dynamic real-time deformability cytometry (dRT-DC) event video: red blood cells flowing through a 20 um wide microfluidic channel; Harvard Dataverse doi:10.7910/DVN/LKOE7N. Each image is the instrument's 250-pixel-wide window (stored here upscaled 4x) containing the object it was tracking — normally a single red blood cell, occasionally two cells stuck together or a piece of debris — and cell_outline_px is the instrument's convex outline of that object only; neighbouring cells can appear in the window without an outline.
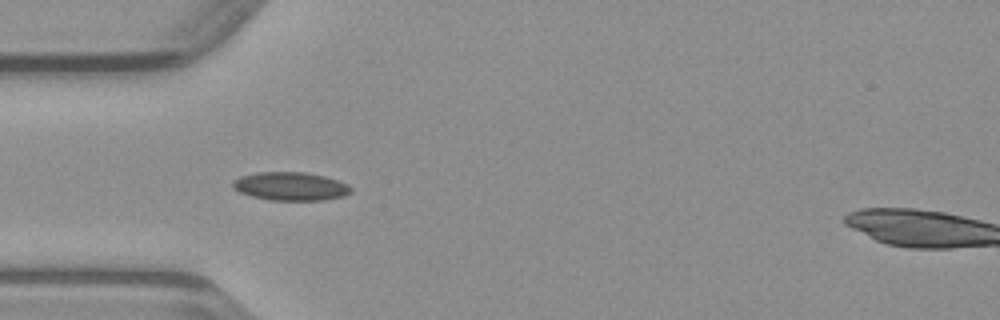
{"species": "common noctule bat (a hibernating species)", "species_latin": "Nyctalus noctula", "temperature_condition": "warm", "stored_images_in_passage": 34, "camera_frame_rate_fps": 3000, "um_per_image_px": 0.085, "animal": {"sex": "male", "body_mass_g": 23.1, "forearm_length_mm": 52.7}, "frame": {"image": 1, "passage_image": 1, "time_ms": 0.0, "image_size_px": [1000, 320], "cell_outline_px": [[352, 192], [344, 196], [324, 200], [268, 200], [252, 196], [240, 192], [232, 188], [232, 180], [240, 176], [256, 172], [304, 172], [324, 176], [348, 184], [352, 188]], "centroid_in_image_um": [24.68, 15.83], "position_along_channel_um": 60.3, "area_um2": 19.65}}
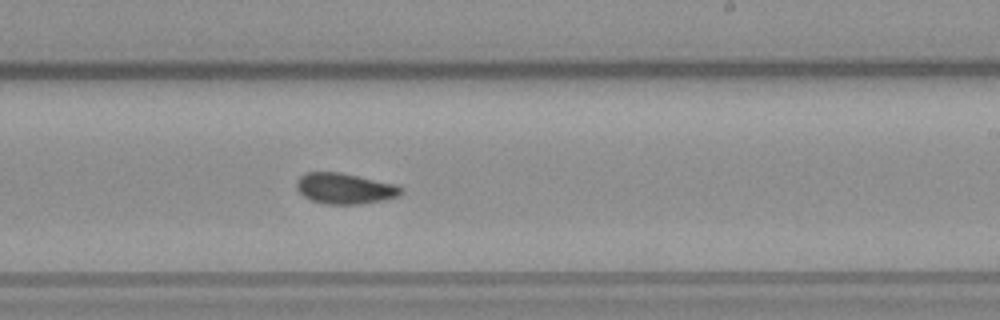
{"frame": {"image": 2, "passage_image": 15, "time_ms": 4.667, "image_size_px": [1000, 320], "cell_outline_px": [[404, 192], [400, 196], [388, 200], [360, 204], [324, 204], [312, 200], [304, 196], [296, 188], [296, 180], [300, 176], [308, 172], [340, 172], [396, 184]], "centroid_in_image_um": [29.33, 16.03], "position_along_channel_um": 259.7, "area_um2": 18.9}}
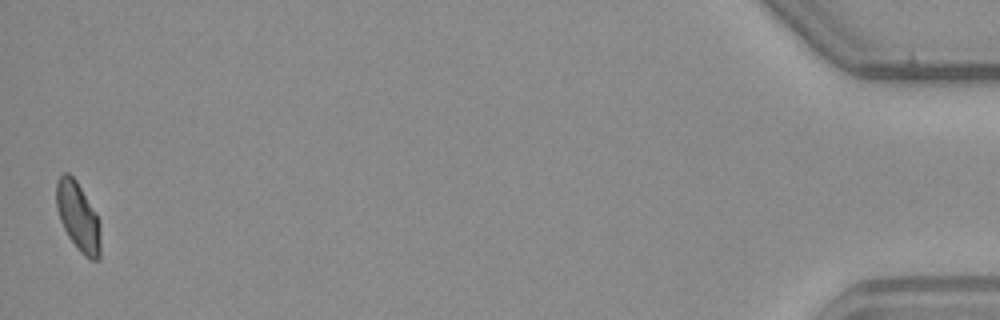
{"frame": {"image": 3, "passage_image": 34, "time_ms": 11.0, "image_size_px": [1000, 320], "cell_outline_px": [[100, 256], [96, 260], [92, 260], [84, 256], [76, 248], [68, 236], [60, 220], [56, 208], [56, 180], [64, 172], [68, 172], [76, 180], [96, 216], [100, 224]], "centroid_in_image_um": [6.61, 18.43], "position_along_channel_um": 428.6, "area_um2": 17.51}}